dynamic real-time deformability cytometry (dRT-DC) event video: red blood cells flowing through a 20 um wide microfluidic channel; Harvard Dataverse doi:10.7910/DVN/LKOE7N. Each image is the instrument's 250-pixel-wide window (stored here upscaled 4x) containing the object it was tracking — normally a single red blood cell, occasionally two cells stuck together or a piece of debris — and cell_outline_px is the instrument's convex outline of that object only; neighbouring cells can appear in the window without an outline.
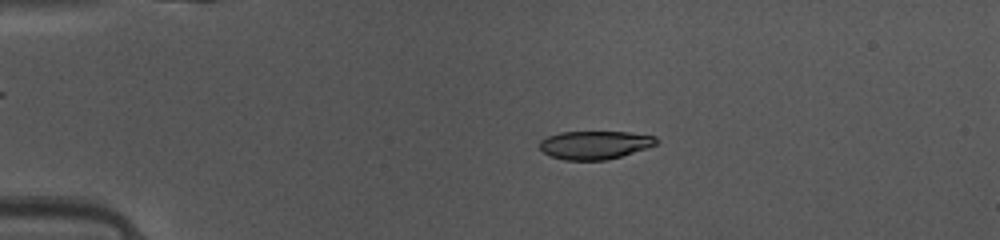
{"species": "common noctule bat (a hibernating species)", "species_latin": "Nyctalus noctula", "temperature_condition": "warm", "stored_images_in_passage": 44, "camera_frame_rate_fps": 3000, "um_per_image_px": 0.085, "animal": {"sex": "female", "body_mass_g": 10.0, "forearm_length_mm": 53.1}, "frame": {"image": 1, "passage_image": 6, "time_ms": 1.667, "image_size_px": [1000, 240], "cell_outline_px": [[656, 144], [648, 148], [608, 160], [564, 160], [552, 156], [544, 152], [540, 148], [540, 140], [548, 136], [560, 132], [628, 132], [656, 136]], "centroid_in_image_um": [50.57, 12.32], "position_along_channel_um": 34.4, "area_um2": 19.19}}
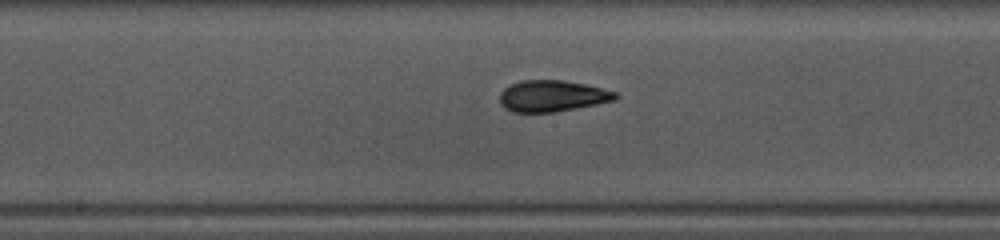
{"frame": {"image": 2, "passage_image": 21, "time_ms": 6.667, "image_size_px": [1000, 240], "cell_outline_px": [[620, 96], [616, 100], [556, 112], [512, 112], [504, 108], [500, 104], [500, 92], [508, 84], [520, 80], [564, 80], [584, 84], [616, 92]], "centroid_in_image_um": [46.91, 8.15], "position_along_channel_um": 201.3, "area_um2": 21.27}}
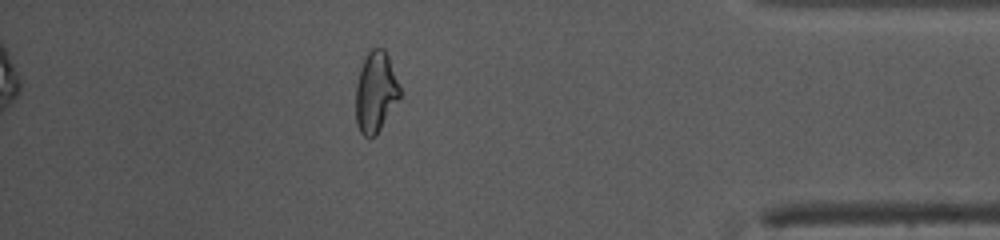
{"frame": {"image": 3, "passage_image": 38, "time_ms": 12.333, "image_size_px": [1000, 240], "cell_outline_px": [[400, 100], [380, 128], [372, 136], [364, 136], [360, 132], [356, 124], [356, 84], [364, 60], [368, 52], [372, 48], [384, 48], [388, 56], [400, 88]], "centroid_in_image_um": [31.93, 7.82], "position_along_channel_um": 403.3, "area_um2": 20.4}, "authors_computed_cell_mechanics": {"area_um2": 20.8369, "velocity_mm_per_s": 4.1533, "shape_relaxation_time_tau1_ms": 3.6039, "shape_relaxation_time_tau2_ms": 1.4267, "deformation_change_tau1": 0.1425, "deformation_change_tau2": 0.0584}}